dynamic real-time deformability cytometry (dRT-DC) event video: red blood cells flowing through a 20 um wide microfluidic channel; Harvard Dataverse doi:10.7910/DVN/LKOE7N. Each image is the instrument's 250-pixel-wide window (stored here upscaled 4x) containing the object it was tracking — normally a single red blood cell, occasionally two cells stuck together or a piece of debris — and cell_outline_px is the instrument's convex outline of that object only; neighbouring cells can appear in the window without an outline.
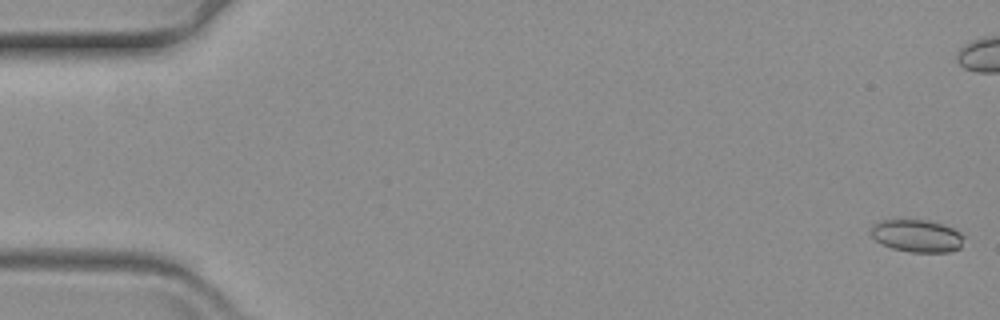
{"species": "common noctule bat (a hibernating species)", "species_latin": "Nyctalus noctula", "temperature_condition": "warm", "stored_images_in_passage": 22, "camera_frame_rate_fps": 3000, "um_per_image_px": 0.085, "animal": {"sex": "female", "body_mass_g": 19.3, "forearm_length_mm": 54.1}, "frame": {"image": 1, "passage_image": 1, "time_ms": 0.0, "image_size_px": [1000, 320], "cell_outline_px": [[968, 236], [960, 248], [948, 252], [908, 252], [892, 248], [876, 240], [868, 232], [872, 224], [880, 220], [932, 220], [944, 224]], "centroid_in_image_um": [77.98, 20.04], "position_along_channel_um": 7.0, "area_um2": 18.03}}